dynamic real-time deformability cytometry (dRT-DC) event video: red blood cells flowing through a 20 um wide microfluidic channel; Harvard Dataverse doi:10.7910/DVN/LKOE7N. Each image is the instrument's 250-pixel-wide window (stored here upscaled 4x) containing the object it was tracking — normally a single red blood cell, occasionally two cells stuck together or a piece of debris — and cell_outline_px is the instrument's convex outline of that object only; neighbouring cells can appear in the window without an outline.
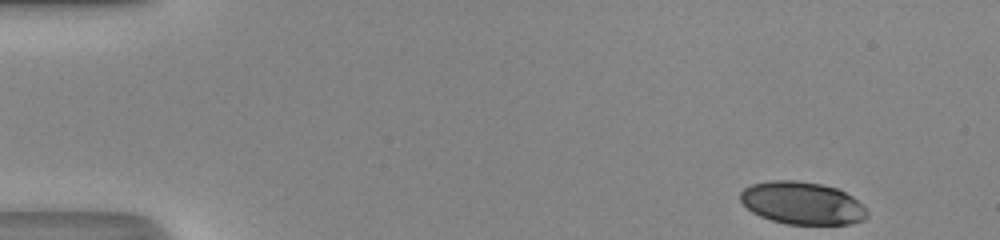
{"species": "human", "species_latin": "Homo sapiens", "temperature_condition": "room temperature", "stored_images_in_passage": 45, "camera_frame_rate_fps": 3000, "um_per_image_px": 0.085, "donor": {"sex": "male"}, "frame": {"image": 1, "passage_image": 1, "time_ms": 0.0, "image_size_px": [1000, 240], "cell_outline_px": [[868, 216], [864, 220], [848, 224], [788, 224], [772, 220], [760, 216], [752, 212], [740, 200], [740, 192], [744, 188], [752, 184], [768, 180], [796, 180], [820, 184], [836, 188], [852, 196], [868, 212]], "centroid_in_image_um": [68.17, 17.26], "position_along_channel_um": 16.8, "area_um2": 31.33}}
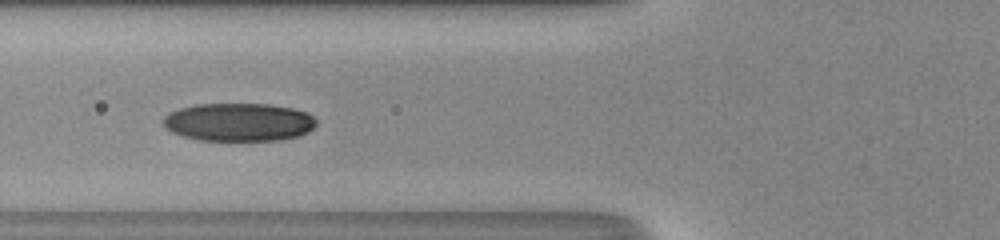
{"frame": {"image": 2, "passage_image": 16, "time_ms": 5.0, "image_size_px": [1000, 240], "cell_outline_px": [[316, 124], [308, 132], [300, 136], [280, 140], [200, 140], [184, 136], [172, 132], [164, 128], [164, 116], [180, 108], [196, 104], [268, 104], [292, 108], [308, 112], [316, 120]], "centroid_in_image_um": [20.32, 10.38], "position_along_channel_um": 105.5, "area_um2": 33.99}}
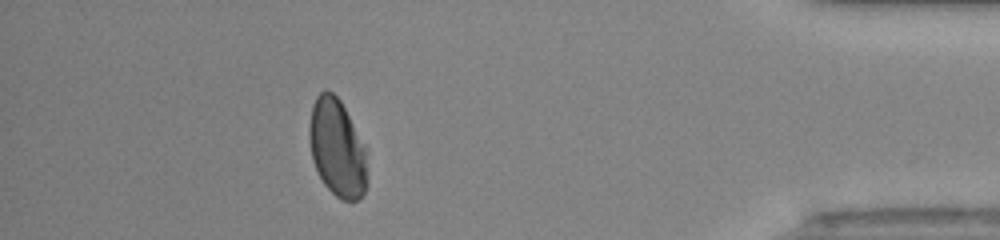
{"frame": {"image": 3, "passage_image": 40, "time_ms": 13.0, "image_size_px": [1000, 240], "cell_outline_px": [[364, 192], [360, 200], [352, 204], [336, 196], [324, 184], [312, 160], [308, 136], [308, 128], [312, 104], [316, 96], [320, 92], [332, 92], [340, 100], [364, 144]], "centroid_in_image_um": [28.61, 12.58], "position_along_channel_um": 406.6, "area_um2": 32.48}, "authors_computed_cell_mechanics": {"area_um2": 33.9864, "velocity_mm_per_s": 4.3393, "shape_relaxation_time_tau1_ms": 4.6338, "shape_relaxation_time_tau2_ms": 2.3453, "deformation_change_tau1": 0.1499, "deformation_change_tau2": 0.0391}}